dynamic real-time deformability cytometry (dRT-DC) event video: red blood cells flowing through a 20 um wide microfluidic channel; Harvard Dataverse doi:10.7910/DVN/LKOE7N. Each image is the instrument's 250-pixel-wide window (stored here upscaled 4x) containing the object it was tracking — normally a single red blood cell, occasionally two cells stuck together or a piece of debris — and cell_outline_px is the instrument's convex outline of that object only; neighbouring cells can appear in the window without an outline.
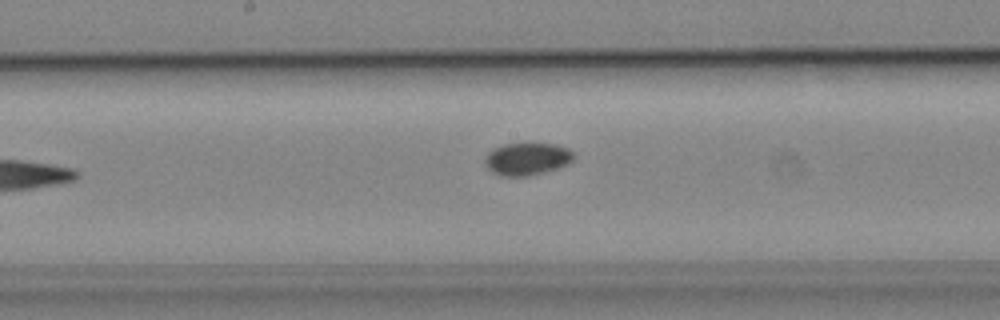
{"species": "common noctule bat (a hibernating species)", "species_latin": "Nyctalus noctula", "temperature_condition": "cold", "stored_images_in_passage": 9, "camera_frame_rate_fps": 3000, "um_per_image_px": 0.085, "animal": {"sex": "male", "body_mass_g": 19.2, "forearm_length_mm": 51.8}, "frame": {"image": 1, "passage_image": 8, "time_ms": 2.333, "image_size_px": [1000, 320], "cell_outline_px": [[576, 156], [568, 164], [560, 168], [528, 176], [500, 176], [492, 172], [484, 164], [484, 156], [492, 148], [504, 144], [556, 144], [568, 148], [576, 152]], "centroid_in_image_um": [44.81, 13.51], "position_along_channel_um": 203.4, "area_um2": 17.11}}
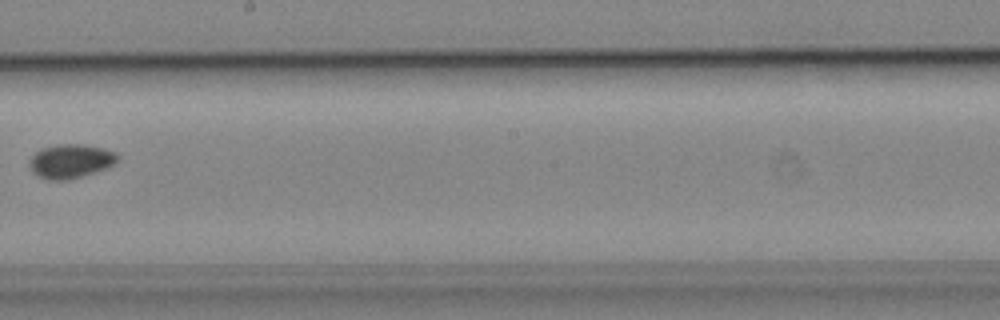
{"frame": {"image": 2, "passage_image": 9, "time_ms": 2.667, "image_size_px": [1000, 320], "cell_outline_px": [[120, 156], [108, 168], [68, 180], [48, 180], [32, 172], [28, 164], [28, 160], [40, 148], [60, 144], [80, 144], [104, 148], [116, 152]], "centroid_in_image_um": [5.98, 13.69], "position_along_channel_um": 242.2, "area_um2": 17.51}}